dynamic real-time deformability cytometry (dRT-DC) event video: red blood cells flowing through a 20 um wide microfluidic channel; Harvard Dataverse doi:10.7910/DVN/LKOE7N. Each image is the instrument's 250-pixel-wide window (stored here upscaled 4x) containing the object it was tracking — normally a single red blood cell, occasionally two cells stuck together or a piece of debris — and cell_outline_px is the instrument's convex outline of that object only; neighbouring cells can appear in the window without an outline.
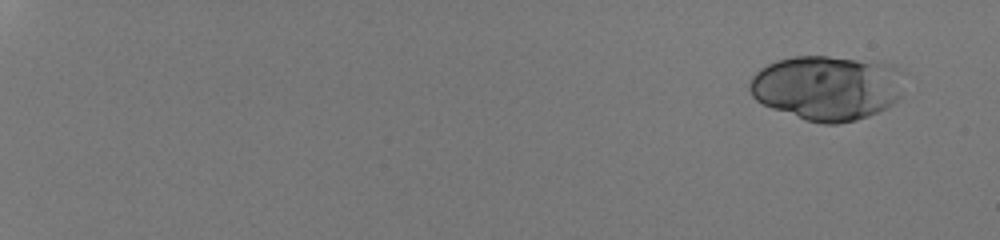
{"species": "human", "species_latin": "Homo sapiens", "temperature_condition": "room temperature", "stored_images_in_passage": 44, "camera_frame_rate_fps": 3000, "um_per_image_px": 0.085, "donor": {"sex": "male"}, "frame": {"image": 1, "passage_image": 1, "time_ms": 0.0, "image_size_px": [1000, 240], "cell_outline_px": [[904, 72], [900, 100], [868, 116], [856, 120], [836, 124], [824, 124], [808, 120], [772, 108], [756, 100], [752, 96], [748, 88], [748, 84], [752, 76], [760, 68], [776, 60], [792, 56], [828, 56], [892, 64], [900, 68]], "centroid_in_image_um": [70.31, 7.44], "position_along_channel_um": 14.7, "area_um2": 58.61}}
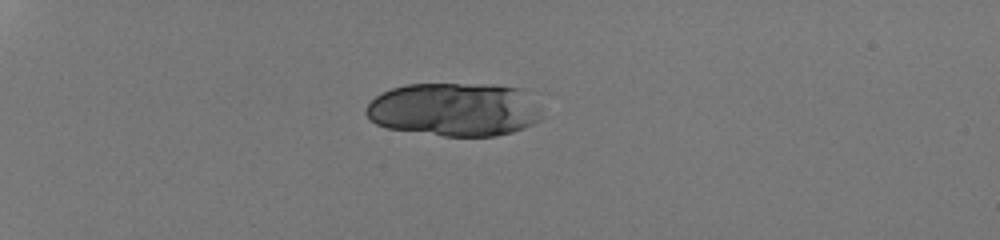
{"frame": {"image": 2, "passage_image": 15, "time_ms": 4.667, "image_size_px": [1000, 240], "cell_outline_px": [[540, 120], [524, 128], [512, 132], [496, 136], [444, 136], [388, 128], [376, 124], [368, 120], [364, 112], [368, 104], [376, 96], [392, 88], [408, 84], [496, 84], [520, 88], [540, 116]], "centroid_in_image_um": [38.53, 9.31], "position_along_channel_um": 46.5, "area_um2": 54.39}}
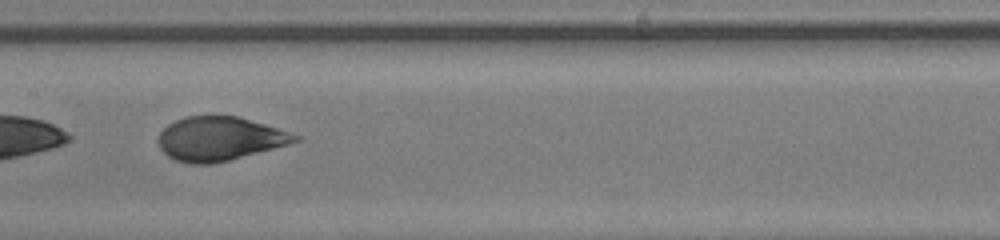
{"frame": {"image": 3, "passage_image": 31, "time_ms": 10.0, "image_size_px": [1000, 240], "cell_outline_px": [[300, 140], [288, 144], [228, 160], [212, 164], [192, 164], [176, 160], [168, 156], [160, 148], [160, 132], [168, 124], [184, 116], [236, 116], [264, 124], [300, 136]], "centroid_in_image_um": [18.63, 11.79], "position_along_channel_um": 188.8, "area_um2": 34.33}}